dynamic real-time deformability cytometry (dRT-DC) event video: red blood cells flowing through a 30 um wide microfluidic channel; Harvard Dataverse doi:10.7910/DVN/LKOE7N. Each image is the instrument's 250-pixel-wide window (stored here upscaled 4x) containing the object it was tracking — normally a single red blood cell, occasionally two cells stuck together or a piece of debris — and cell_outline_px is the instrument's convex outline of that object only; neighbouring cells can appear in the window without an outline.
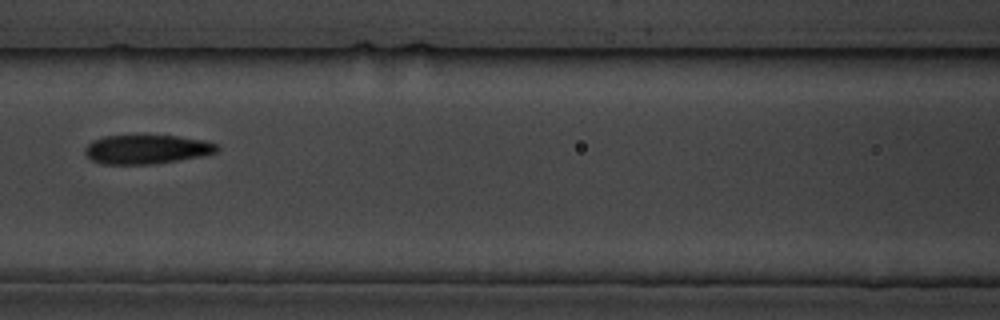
{"species": "common noctule bat (a hibernating species)", "species_latin": "Nyctalus noctula", "temperature_condition": "cold", "stored_images_in_passage": 9, "camera_frame_rate_fps": 3000, "um_per_image_px": 0.085, "animal": {"sex": "male", "body_mass_g": 19.5, "forearm_length_mm": 54.6}, "frame": {"image": 1, "passage_image": 6, "time_ms": 6.667, "image_size_px": [1000, 320], "cell_outline_px": [[220, 148], [216, 152], [204, 156], [152, 164], [100, 164], [92, 160], [84, 152], [84, 148], [92, 140], [104, 136], [136, 132], [180, 136], [204, 140], [216, 144]], "centroid_in_image_um": [12.44, 12.64], "position_along_channel_um": 154.2, "area_um2": 23.47}}